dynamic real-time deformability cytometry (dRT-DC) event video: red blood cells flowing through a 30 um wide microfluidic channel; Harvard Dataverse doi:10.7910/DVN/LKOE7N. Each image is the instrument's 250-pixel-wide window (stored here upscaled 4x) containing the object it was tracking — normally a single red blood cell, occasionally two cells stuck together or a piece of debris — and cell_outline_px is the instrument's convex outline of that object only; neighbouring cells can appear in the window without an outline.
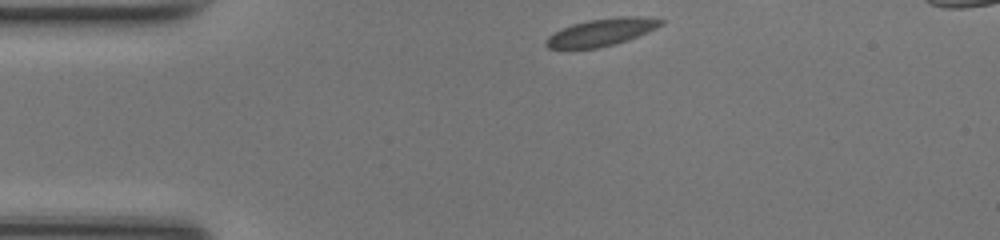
{"species": "common noctule bat (a hibernating species)", "species_latin": "Nyctalus noctula", "temperature_condition": "room temperature", "stored_images_in_passage": 33, "camera_frame_rate_fps": 3000, "um_per_image_px": 0.085, "animal": {"sex": "female", "body_mass_g": 17.0, "forearm_length_mm": 48.0}, "frame": {"image": 1, "passage_image": 1, "time_ms": 0.0, "image_size_px": [1000, 240], "cell_outline_px": [[664, 24], [648, 32], [628, 40], [616, 44], [596, 48], [548, 48], [544, 44], [544, 40], [548, 36], [572, 24], [588, 20], [620, 16], [636, 16], [664, 20]], "centroid_in_image_um": [51.14, 2.74], "position_along_channel_um": 33.9, "area_um2": 18.21}}
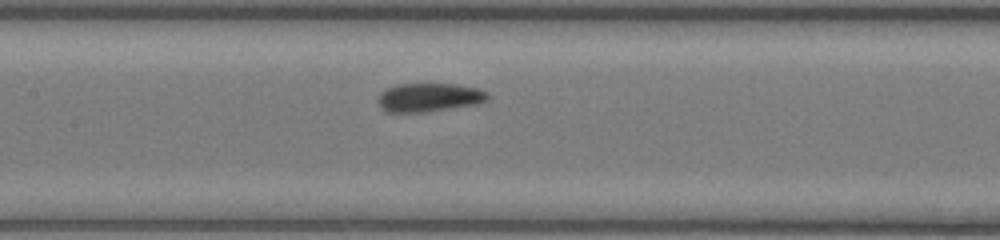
{"frame": {"image": 2, "passage_image": 14, "time_ms": 4.333, "image_size_px": [1000, 240], "cell_outline_px": [[488, 100], [476, 104], [424, 112], [388, 112], [380, 108], [376, 100], [380, 92], [384, 88], [396, 84], [460, 84], [476, 88], [488, 92]], "centroid_in_image_um": [36.42, 8.27], "position_along_channel_um": 171.0, "area_um2": 18.5}}
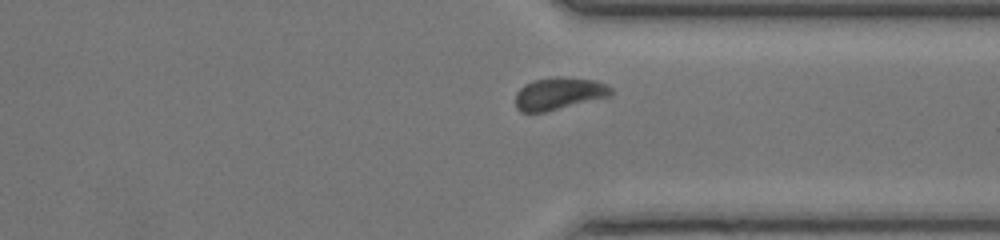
{"frame": {"image": 3, "passage_image": 28, "time_ms": 9.0, "image_size_px": [1000, 240], "cell_outline_px": [[612, 96], [544, 112], [520, 112], [516, 108], [516, 92], [524, 84], [536, 80], [556, 76], [560, 76], [596, 80], [612, 88]], "centroid_in_image_um": [47.51, 7.95], "position_along_channel_um": 363.9, "area_um2": 18.03}}